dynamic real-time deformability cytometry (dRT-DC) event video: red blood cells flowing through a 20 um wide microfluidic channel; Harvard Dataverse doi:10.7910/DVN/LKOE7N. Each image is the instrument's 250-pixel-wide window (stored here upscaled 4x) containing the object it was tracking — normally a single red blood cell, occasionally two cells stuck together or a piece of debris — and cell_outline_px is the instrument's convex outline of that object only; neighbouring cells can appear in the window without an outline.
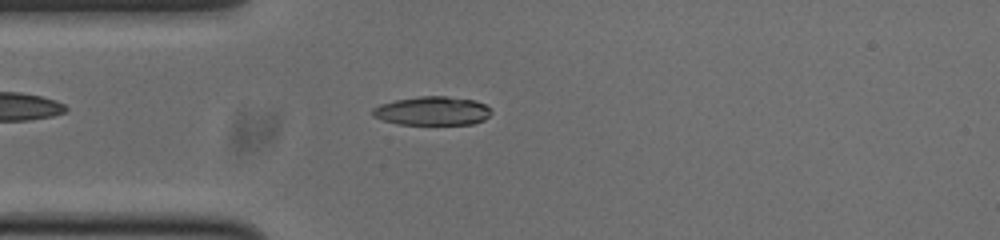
{"species": "common noctule bat (a hibernating species)", "species_latin": "Nyctalus noctula", "temperature_condition": "cold", "stored_images_in_passage": 52, "camera_frame_rate_fps": 3000, "um_per_image_px": 0.085, "animal": {"sex": "male", "body_mass_g": 20.0, "forearm_length_mm": 53.3}, "frame": {"image": 1, "passage_image": 12, "time_ms": 3.667, "image_size_px": [1000, 240], "cell_outline_px": [[492, 112], [484, 120], [472, 124], [400, 124], [384, 120], [372, 116], [372, 108], [380, 104], [396, 100], [416, 96], [448, 96], [476, 100], [484, 104]], "centroid_in_image_um": [36.75, 9.42], "position_along_channel_um": 48.3, "area_um2": 19.88}}
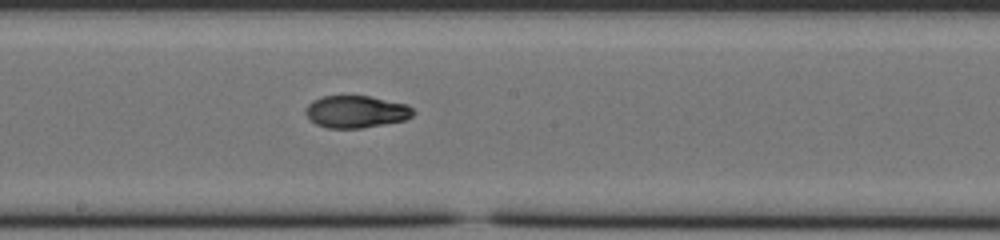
{"frame": {"image": 2, "passage_image": 26, "time_ms": 8.333, "image_size_px": [1000, 240], "cell_outline_px": [[416, 112], [412, 116], [404, 120], [360, 128], [328, 128], [316, 124], [304, 112], [304, 108], [312, 100], [320, 96], [368, 96], [408, 104]], "centroid_in_image_um": [30.25, 9.48], "position_along_channel_um": 217.9, "area_um2": 20.17}}
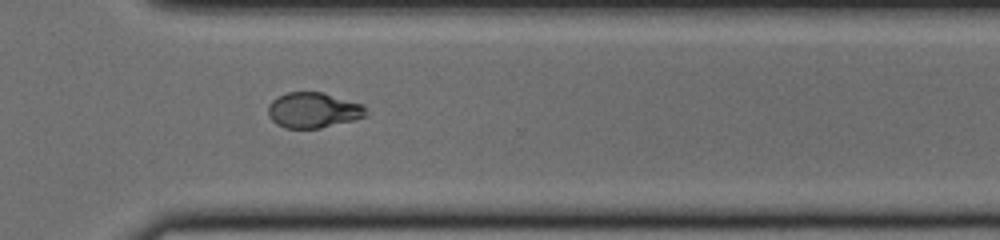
{"frame": {"image": 3, "passage_image": 36, "time_ms": 11.667, "image_size_px": [1000, 240], "cell_outline_px": [[368, 112], [364, 116], [352, 120], [320, 128], [284, 128], [276, 124], [272, 120], [268, 112], [268, 104], [276, 96], [288, 92], [324, 92], [364, 104]], "centroid_in_image_um": [26.62, 9.35], "position_along_channel_um": 344.0, "area_um2": 20.35}, "authors_computed_cell_mechanics": {"area_um2": 20.519, "velocity_mm_per_s": 3.7797, "shape_relaxation_time_tau1_ms": null, "shape_relaxation_time_tau2_ms": 3.6635, "deformation_change_tau1": null, "deformation_change_tau2": 0.0785}}